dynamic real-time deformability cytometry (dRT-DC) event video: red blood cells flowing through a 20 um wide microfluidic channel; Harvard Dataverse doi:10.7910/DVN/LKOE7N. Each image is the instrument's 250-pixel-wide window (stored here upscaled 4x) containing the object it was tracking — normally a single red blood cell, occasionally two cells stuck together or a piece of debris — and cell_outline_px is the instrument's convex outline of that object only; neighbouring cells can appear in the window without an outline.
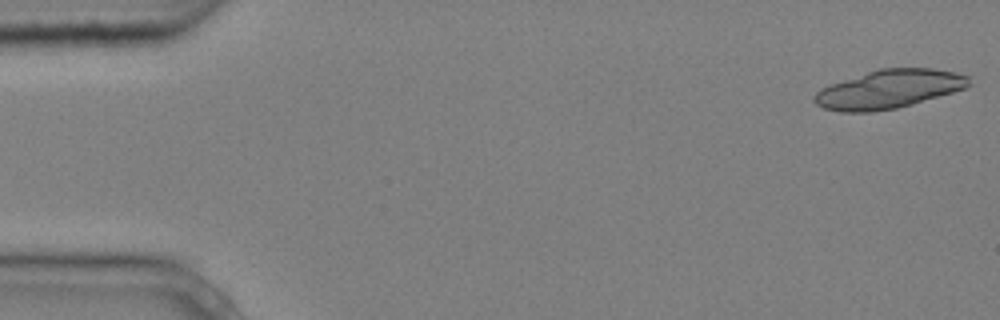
{"species": "common noctule bat (a hibernating species)", "species_latin": "Nyctalus noctula", "temperature_condition": "cold", "stored_images_in_passage": 5, "camera_frame_rate_fps": 3000, "um_per_image_px": 0.085, "animal": {"sex": "male", "body_mass_g": 20.4}, "frame": {"image": 1, "passage_image": 1, "time_ms": 0.0, "image_size_px": [1000, 320], "cell_outline_px": [[972, 84], [964, 88], [952, 92], [912, 104], [896, 108], [872, 112], [840, 112], [824, 108], [816, 104], [812, 100], [812, 96], [820, 88], [880, 68], [932, 68], [952, 72], [968, 76]], "centroid_in_image_um": [75.53, 7.59], "position_along_channel_um": 9.5, "area_um2": 34.45}}